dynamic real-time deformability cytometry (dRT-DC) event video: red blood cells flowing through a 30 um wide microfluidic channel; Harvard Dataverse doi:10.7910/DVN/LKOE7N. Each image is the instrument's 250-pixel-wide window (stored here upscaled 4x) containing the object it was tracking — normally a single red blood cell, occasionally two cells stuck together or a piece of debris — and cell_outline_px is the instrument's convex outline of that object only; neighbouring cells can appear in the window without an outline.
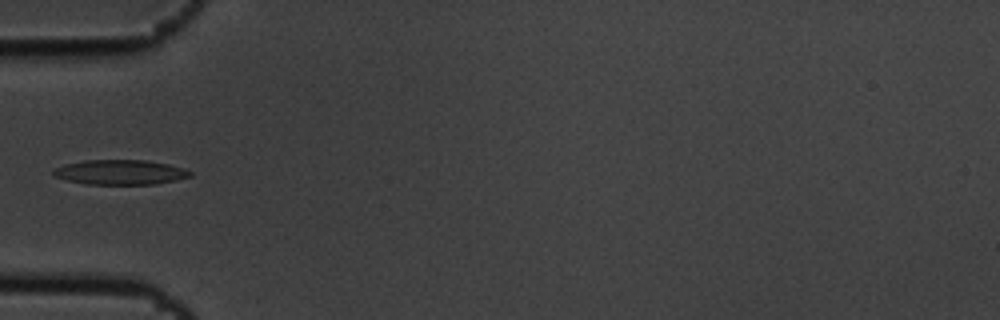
{"species": "common noctule bat (a hibernating species)", "species_latin": "Nyctalus noctula", "temperature_condition": "cold", "stored_images_in_passage": 5, "camera_frame_rate_fps": 3000, "um_per_image_px": 0.085, "animal": {"sex": "male", "body_mass_g": 19.5, "forearm_length_mm": 54.6}, "frame": {"image": 1, "passage_image": 5, "time_ms": 1.333, "image_size_px": [1000, 320], "cell_outline_px": [[192, 176], [176, 180], [156, 184], [84, 184], [52, 176], [52, 168], [64, 164], [84, 160], [144, 160], [168, 164], [184, 168], [192, 172]], "centroid_in_image_um": [10.18, 14.64], "position_along_channel_um": 74.8, "area_um2": 19.94}}